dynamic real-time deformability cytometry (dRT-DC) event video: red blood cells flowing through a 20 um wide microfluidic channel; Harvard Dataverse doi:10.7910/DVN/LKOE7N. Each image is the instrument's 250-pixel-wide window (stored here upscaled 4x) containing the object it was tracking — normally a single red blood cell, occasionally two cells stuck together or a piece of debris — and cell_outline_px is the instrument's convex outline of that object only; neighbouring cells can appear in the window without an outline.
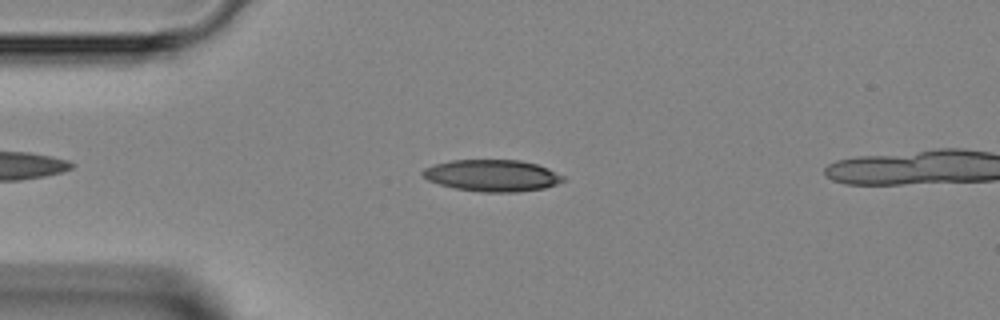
{"species": "Egyptian fruit bat (a non-hibernating species)", "species_latin": "Rousettus aegyptiacus", "temperature_condition": "room temperature", "stored_images_in_passage": 5, "camera_frame_rate_fps": 3000, "um_per_image_px": 0.085, "animal": {"sex": "female"}, "frame": {"image": 1, "passage_image": 2, "time_ms": 0.333, "image_size_px": [1000, 320], "cell_outline_px": [[564, 180], [556, 184], [544, 188], [516, 192], [480, 192], [456, 188], [440, 184], [428, 180], [420, 172], [424, 168], [432, 164], [448, 160], [520, 160], [536, 164], [548, 168], [564, 176]], "centroid_in_image_um": [41.81, 14.91], "position_along_channel_um": 43.2, "area_um2": 25.95}}